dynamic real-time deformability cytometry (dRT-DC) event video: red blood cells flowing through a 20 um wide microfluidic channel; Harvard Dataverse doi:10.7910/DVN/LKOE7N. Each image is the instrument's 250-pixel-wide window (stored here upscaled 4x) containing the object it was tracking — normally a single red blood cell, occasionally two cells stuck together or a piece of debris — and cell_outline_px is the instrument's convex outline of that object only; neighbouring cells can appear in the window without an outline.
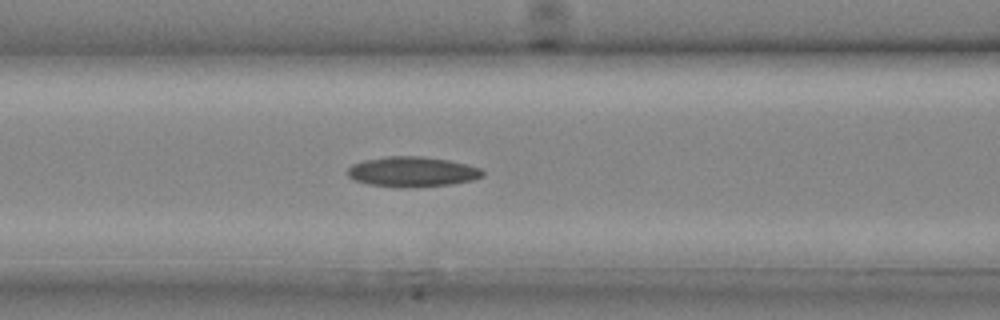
{"species": "common noctule bat (a hibernating species)", "species_latin": "Nyctalus noctula", "temperature_condition": "cold", "stored_images_in_passage": 7, "camera_frame_rate_fps": 3000, "um_per_image_px": 0.085, "animal": {"sex": "male", "body_mass_g": 20.4}, "frame": {"image": 1, "passage_image": 5, "time_ms": 1.333, "image_size_px": [1000, 320], "cell_outline_px": [[484, 176], [472, 180], [448, 184], [368, 184], [356, 180], [348, 176], [348, 168], [352, 164], [364, 160], [384, 156], [420, 156], [448, 160], [480, 168], [484, 172]], "centroid_in_image_um": [35.04, 14.53], "position_along_channel_um": 131.6, "area_um2": 22.37}}
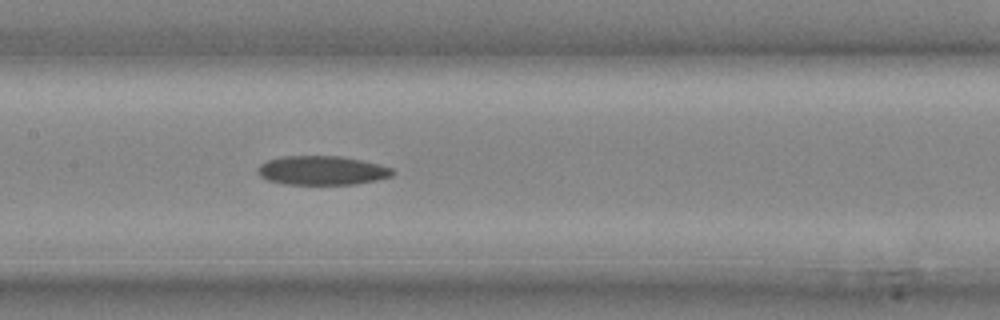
{"frame": {"image": 2, "passage_image": 7, "time_ms": 2.0, "image_size_px": [1000, 320], "cell_outline_px": [[396, 172], [392, 176], [376, 180], [356, 184], [284, 184], [268, 180], [260, 176], [256, 168], [260, 164], [268, 160], [280, 156], [340, 156], [380, 164], [392, 168]], "centroid_in_image_um": [27.37, 14.48], "position_along_channel_um": 180.0, "area_um2": 22.89}}